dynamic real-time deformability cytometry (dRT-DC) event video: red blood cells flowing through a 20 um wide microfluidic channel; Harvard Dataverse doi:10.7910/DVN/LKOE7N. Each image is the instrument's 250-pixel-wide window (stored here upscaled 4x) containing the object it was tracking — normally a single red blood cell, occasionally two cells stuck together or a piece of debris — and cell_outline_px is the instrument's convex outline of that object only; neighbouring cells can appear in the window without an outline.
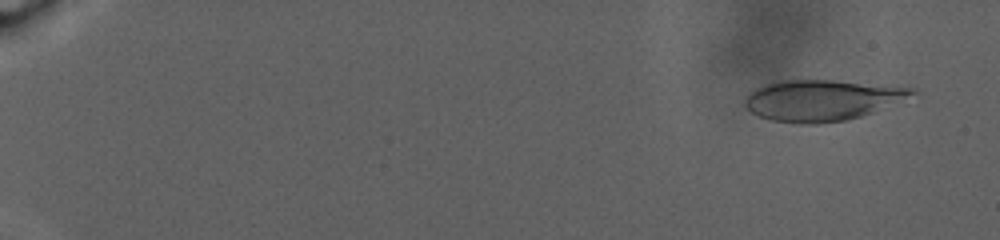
{"species": "human", "species_latin": "Homo sapiens", "temperature_condition": "warm", "stored_images_in_passage": 45, "camera_frame_rate_fps": 3000, "um_per_image_px": 0.085, "donor": {"sex": "male"}, "frame": {"image": 1, "passage_image": 2, "time_ms": 1.333, "image_size_px": [1000, 240], "cell_outline_px": [[916, 92], [872, 112], [860, 116], [844, 120], [816, 124], [800, 124], [772, 120], [760, 116], [752, 112], [744, 104], [744, 100], [756, 88], [764, 84], [776, 80], [832, 80], [912, 88]], "centroid_in_image_um": [69.75, 8.51], "position_along_channel_um": 15.3, "area_um2": 38.96}}
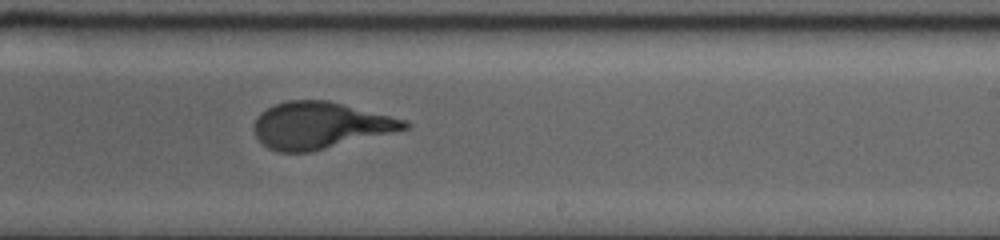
{"frame": {"image": 2, "passage_image": 27, "time_ms": 20.667, "image_size_px": [1000, 240], "cell_outline_px": [[412, 124], [408, 128], [312, 152], [276, 152], [268, 148], [256, 136], [252, 128], [256, 116], [260, 112], [276, 104], [288, 100], [328, 100], [408, 120]], "centroid_in_image_um": [27.19, 10.65], "position_along_channel_um": 261.8, "area_um2": 40.92}}
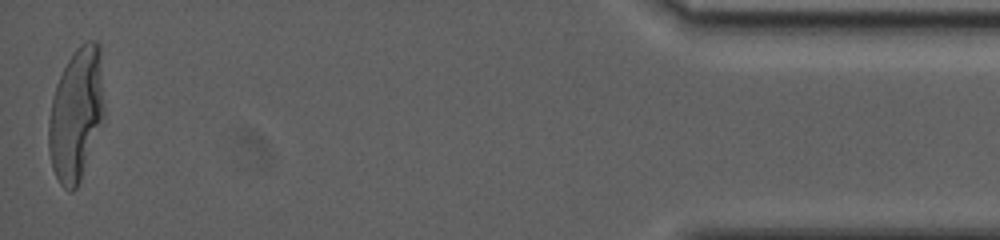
{"frame": {"image": 3, "passage_image": 45, "time_ms": 31.0, "image_size_px": [1000, 240], "cell_outline_px": [[104, 116], [80, 180], [76, 188], [72, 192], [68, 192], [60, 184], [52, 168], [48, 148], [48, 120], [52, 100], [56, 84], [68, 60], [76, 48], [80, 44], [88, 40], [96, 40], [100, 44], [104, 108]], "centroid_in_image_um": [6.47, 9.7], "position_along_channel_um": 428.7, "area_um2": 42.95}, "authors_computed_cell_mechanics": {"area_um2": 40.5178, "velocity_mm_per_s": 2.2875, "shape_relaxation_time_tau1_ms": 7.1631, "shape_relaxation_time_tau2_ms": null, "deformation_change_tau1": 0.2479, "deformation_change_tau2": null}}